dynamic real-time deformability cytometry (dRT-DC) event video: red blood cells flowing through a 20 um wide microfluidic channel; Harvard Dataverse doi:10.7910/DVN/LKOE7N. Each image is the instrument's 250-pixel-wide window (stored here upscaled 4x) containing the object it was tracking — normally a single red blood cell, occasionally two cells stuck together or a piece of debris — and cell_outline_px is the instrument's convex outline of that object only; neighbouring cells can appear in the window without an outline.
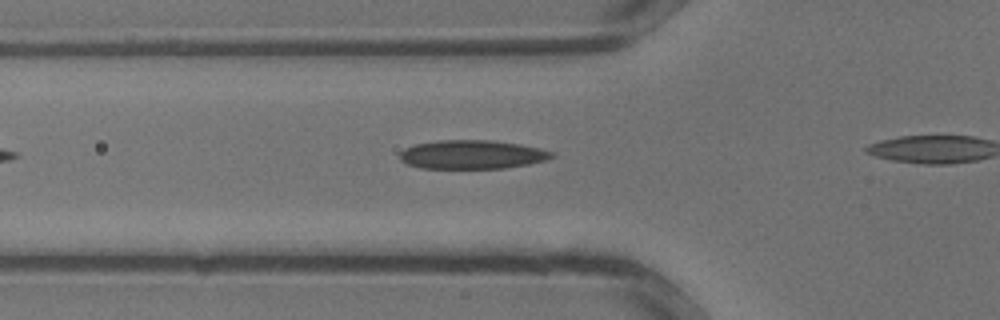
{"species": "common noctule bat (a hibernating species)", "species_latin": "Nyctalus noctula", "temperature_condition": "warm", "stored_images_in_passage": 13, "camera_frame_rate_fps": 3000, "um_per_image_px": 0.085, "animal": {"sex": "male", "body_mass_g": 13.3}, "frame": {"image": 1, "passage_image": 4, "time_ms": 1.0, "image_size_px": [1000, 320], "cell_outline_px": [[556, 156], [548, 160], [528, 164], [504, 168], [420, 168], [408, 164], [400, 160], [400, 152], [404, 148], [416, 144], [440, 140], [492, 140], [520, 144], [540, 148], [552, 152]], "centroid_in_image_um": [40.14, 13.13], "position_along_channel_um": 85.7, "area_um2": 25.55}}
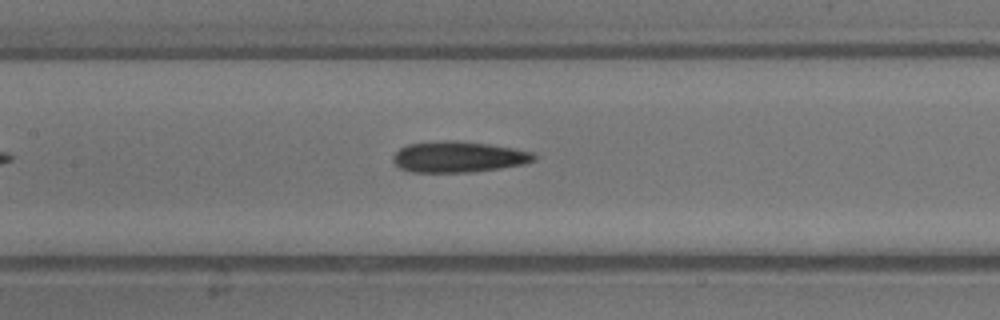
{"frame": {"image": 2, "passage_image": 8, "time_ms": 2.333, "image_size_px": [1000, 320], "cell_outline_px": [[536, 160], [524, 164], [500, 168], [468, 172], [412, 172], [400, 168], [392, 160], [392, 156], [400, 148], [408, 144], [444, 140], [456, 140], [488, 144], [536, 152]], "centroid_in_image_um": [38.98, 13.33], "position_along_channel_um": 168.4, "area_um2": 25.49}}
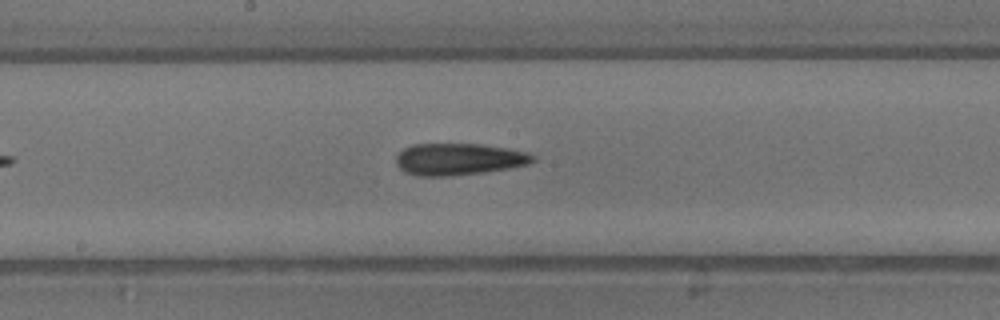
{"frame": {"image": 3, "passage_image": 10, "time_ms": 3.0, "image_size_px": [1000, 320], "cell_outline_px": [[536, 160], [528, 164], [512, 168], [484, 172], [452, 176], [416, 176], [404, 172], [396, 164], [396, 156], [404, 148], [412, 144], [480, 144], [508, 148], [528, 152], [536, 156]], "centroid_in_image_um": [39.01, 13.53], "position_along_channel_um": 209.2, "area_um2": 25.66}}